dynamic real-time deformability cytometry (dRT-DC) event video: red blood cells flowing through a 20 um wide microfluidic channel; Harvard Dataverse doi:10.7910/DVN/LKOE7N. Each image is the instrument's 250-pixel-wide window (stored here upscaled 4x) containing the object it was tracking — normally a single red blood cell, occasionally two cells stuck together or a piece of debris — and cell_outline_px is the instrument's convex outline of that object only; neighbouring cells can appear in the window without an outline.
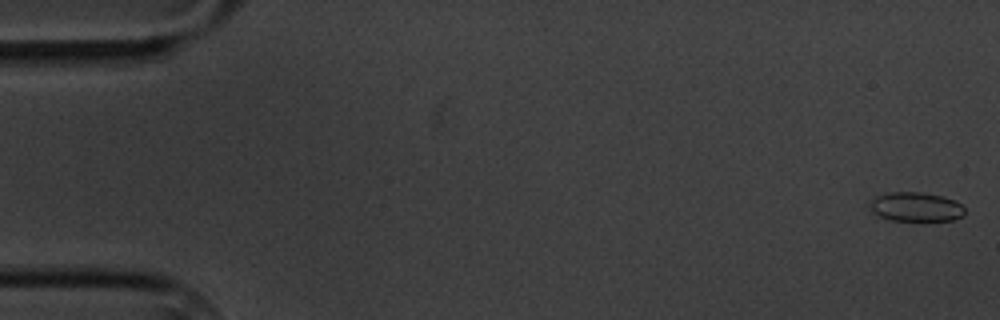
{"species": "common noctule bat (a hibernating species)", "species_latin": "Nyctalus noctula", "temperature_condition": "cold", "stored_images_in_passage": 9, "camera_frame_rate_fps": 3000, "um_per_image_px": 0.085, "animal": {"sex": "male", "body_mass_g": 20.1, "forearm_length_mm": 53.5}, "frame": {"image": 1, "passage_image": 1, "time_ms": 0.0, "image_size_px": [1000, 320], "cell_outline_px": [[964, 216], [952, 220], [888, 220], [872, 212], [872, 200], [876, 196], [888, 192], [924, 192], [944, 196], [960, 204], [964, 208]], "centroid_in_image_um": [77.87, 17.57], "position_along_channel_um": 7.1, "area_um2": 16.01}}
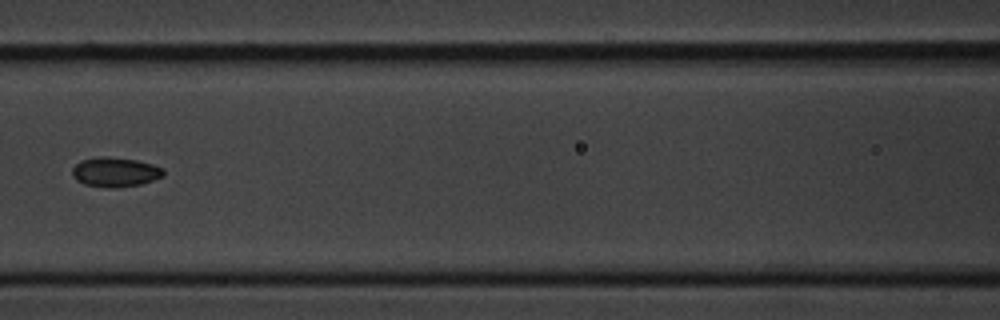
{"frame": {"image": 2, "passage_image": 8, "time_ms": 8.333, "image_size_px": [1000, 320], "cell_outline_px": [[164, 176], [140, 184], [112, 188], [108, 188], [84, 184], [76, 180], [72, 176], [72, 168], [80, 160], [100, 156], [104, 156], [136, 160], [152, 164], [164, 168]], "centroid_in_image_um": [9.77, 14.62], "position_along_channel_um": 156.8, "area_um2": 15.72}}
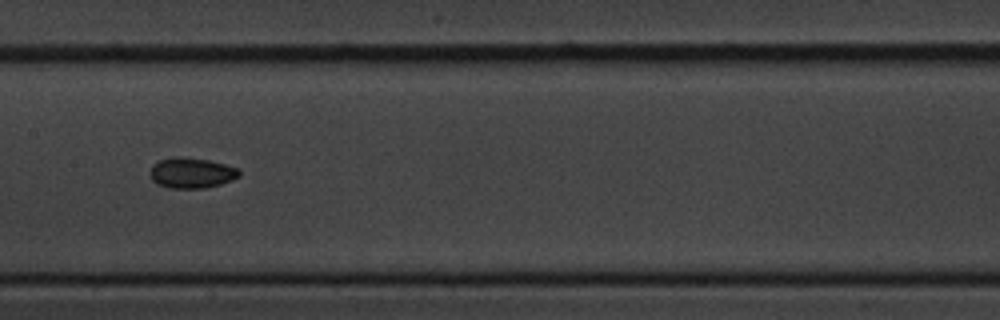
{"frame": {"image": 3, "passage_image": 9, "time_ms": 9.333, "image_size_px": [1000, 320], "cell_outline_px": [[240, 176], [232, 180], [220, 184], [204, 188], [168, 188], [156, 184], [152, 180], [152, 164], [160, 160], [172, 156], [180, 156], [208, 160], [240, 168]], "centroid_in_image_um": [16.3, 14.69], "position_along_channel_um": 191.1, "area_um2": 15.9}}